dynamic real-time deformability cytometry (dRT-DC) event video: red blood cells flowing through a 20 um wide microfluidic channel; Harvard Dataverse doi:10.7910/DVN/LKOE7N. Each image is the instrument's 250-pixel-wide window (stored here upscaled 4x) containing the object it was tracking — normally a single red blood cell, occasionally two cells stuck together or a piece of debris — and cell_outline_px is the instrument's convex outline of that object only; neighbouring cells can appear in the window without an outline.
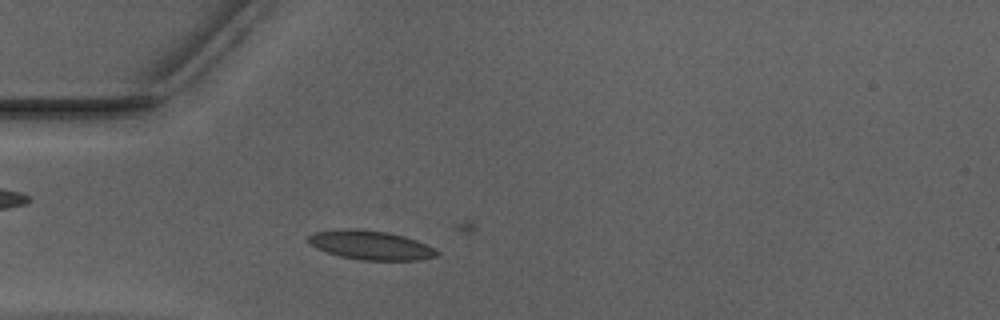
{"species": "Egyptian fruit bat (a non-hibernating species)", "species_latin": "Rousettus aegyptiacus", "temperature_condition": "warm", "stored_images_in_passage": 20, "camera_frame_rate_fps": 3000, "um_per_image_px": 0.085, "animal": {"sex": "male"}, "frame": {"image": 1, "passage_image": 16, "time_ms": 5.0, "image_size_px": [1000, 320], "cell_outline_px": [[440, 252], [436, 256], [420, 260], [360, 260], [340, 256], [316, 248], [308, 244], [304, 240], [308, 236], [316, 232], [344, 228], [356, 228], [388, 232], [404, 236], [416, 240], [436, 248]], "centroid_in_image_um": [31.49, 20.83], "position_along_channel_um": 53.5, "area_um2": 22.02}}
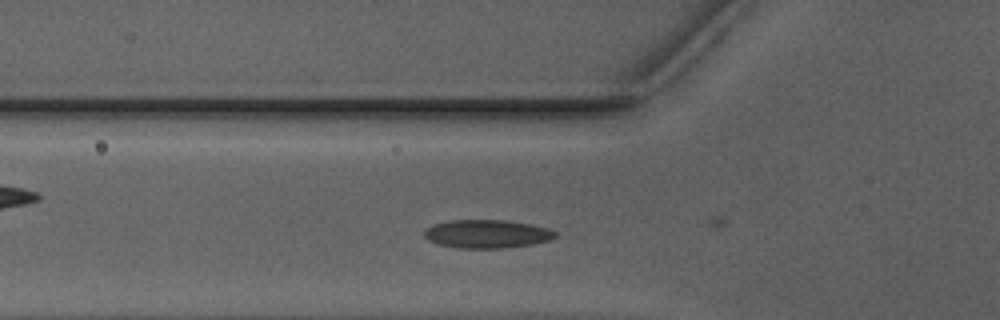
{"frame": {"image": 2, "passage_image": 19, "time_ms": 6.0, "image_size_px": [1000, 320], "cell_outline_px": [[556, 236], [552, 240], [532, 244], [504, 248], [456, 248], [436, 244], [428, 240], [424, 236], [424, 228], [432, 224], [448, 220], [504, 220], [528, 224], [548, 228], [556, 232]], "centroid_in_image_um": [41.34, 19.88], "position_along_channel_um": 84.5, "area_um2": 21.85}}